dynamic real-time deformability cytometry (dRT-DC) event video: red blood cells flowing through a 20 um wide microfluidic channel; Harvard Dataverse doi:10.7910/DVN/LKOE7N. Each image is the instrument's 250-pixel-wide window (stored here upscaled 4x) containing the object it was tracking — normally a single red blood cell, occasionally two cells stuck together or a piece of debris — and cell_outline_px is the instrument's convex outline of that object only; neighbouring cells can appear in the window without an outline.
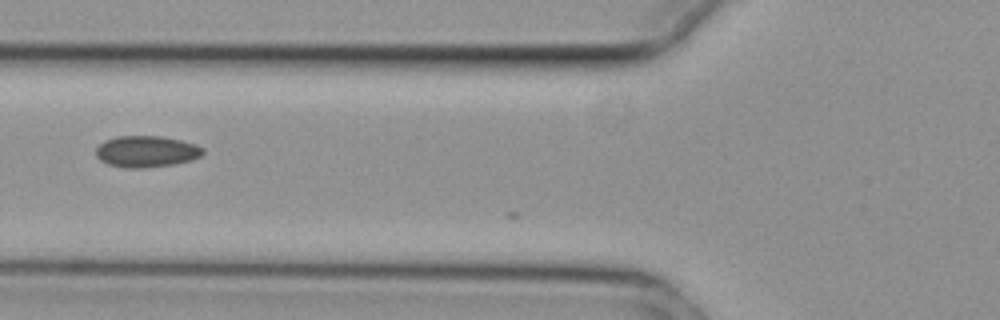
{"species": "common noctule bat (a hibernating species)", "species_latin": "Nyctalus noctula", "temperature_condition": "cold", "stored_images_in_passage": 6, "camera_frame_rate_fps": 3000, "um_per_image_px": 0.085, "animal": {"sex": "female", "body_mass_g": 29.2, "forearm_length_mm": 56.3}, "frame": {"image": 1, "passage_image": 5, "time_ms": 1.333, "image_size_px": [1000, 320], "cell_outline_px": [[204, 152], [200, 156], [192, 160], [172, 164], [144, 168], [124, 168], [108, 164], [100, 160], [96, 156], [96, 148], [104, 140], [116, 136], [160, 136], [180, 140], [196, 144], [204, 148]], "centroid_in_image_um": [12.43, 12.87], "position_along_channel_um": 113.4, "area_um2": 19.65}}